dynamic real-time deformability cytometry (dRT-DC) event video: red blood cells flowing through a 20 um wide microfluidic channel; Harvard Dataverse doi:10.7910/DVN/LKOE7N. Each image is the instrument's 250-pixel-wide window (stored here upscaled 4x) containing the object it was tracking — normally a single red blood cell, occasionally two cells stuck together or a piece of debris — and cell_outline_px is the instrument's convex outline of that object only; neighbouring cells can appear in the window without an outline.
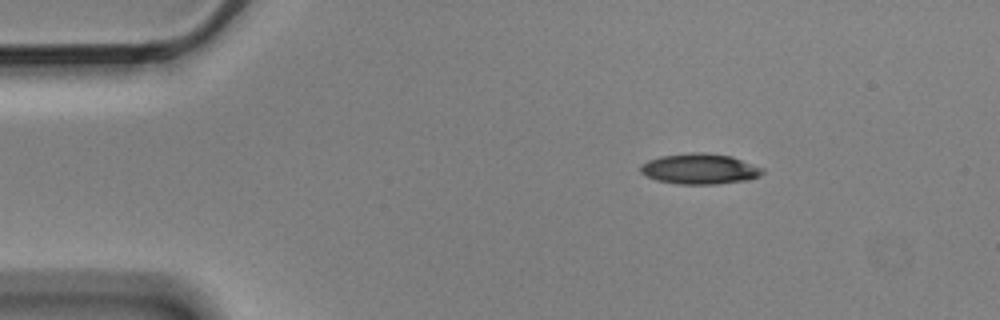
{"species": "Egyptian fruit bat (a non-hibernating species)", "species_latin": "Rousettus aegyptiacus", "temperature_condition": "cold", "stored_images_in_passage": 3, "camera_frame_rate_fps": 3000, "um_per_image_px": 0.085, "animal": {"sex": "male"}, "frame": {"image": 1, "passage_image": 1, "time_ms": 0.0, "image_size_px": [1000, 320], "cell_outline_px": [[764, 172], [760, 176], [748, 180], [716, 184], [680, 184], [656, 180], [640, 172], [640, 164], [648, 160], [660, 156], [692, 152], [704, 152], [732, 156], [764, 168]], "centroid_in_image_um": [59.49, 14.35], "position_along_channel_um": 25.5, "area_um2": 21.85}}